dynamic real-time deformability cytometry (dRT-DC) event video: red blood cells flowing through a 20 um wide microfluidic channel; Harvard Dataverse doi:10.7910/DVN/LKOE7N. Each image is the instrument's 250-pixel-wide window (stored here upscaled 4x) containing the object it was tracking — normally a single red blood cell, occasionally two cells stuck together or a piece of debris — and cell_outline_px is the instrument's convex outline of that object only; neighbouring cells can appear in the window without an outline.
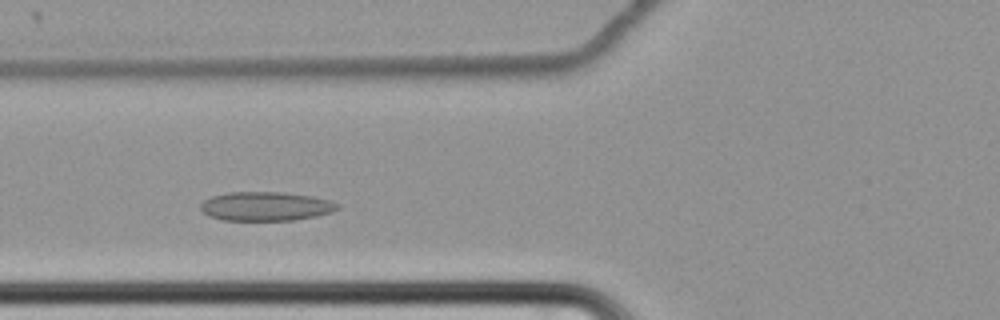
{"species": "common noctule bat (a hibernating species)", "species_latin": "Nyctalus noctula", "temperature_condition": "cold", "stored_images_in_passage": 50, "camera_frame_rate_fps": 3000, "um_per_image_px": 0.085, "animal": {"sex": "female", "body_mass_g": 22.7, "forearm_length_mm": 54.2}, "frame": {"image": 1, "passage_image": 15, "time_ms": 4.667, "image_size_px": [1000, 320], "cell_outline_px": [[340, 208], [332, 212], [316, 216], [292, 220], [224, 220], [208, 216], [200, 208], [200, 204], [204, 200], [212, 196], [228, 192], [280, 192], [312, 196], [332, 200], [340, 204]], "centroid_in_image_um": [22.62, 17.53], "position_along_channel_um": 103.2, "area_um2": 23.24}}
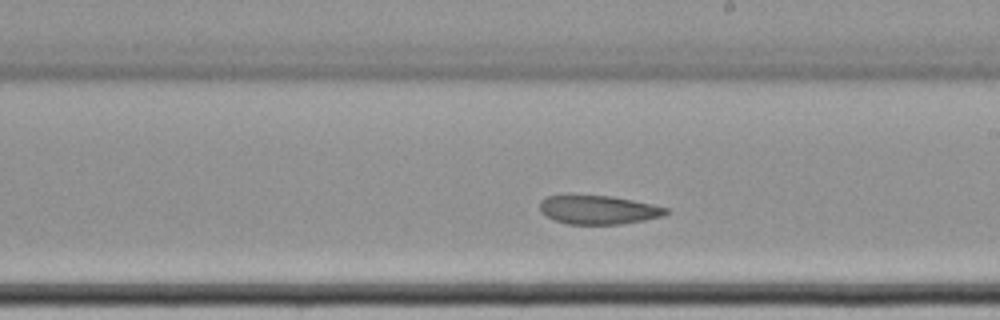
{"frame": {"image": 2, "passage_image": 27, "time_ms": 8.667, "image_size_px": [1000, 320], "cell_outline_px": [[668, 212], [664, 216], [644, 220], [620, 224], [568, 224], [556, 220], [540, 212], [540, 200], [548, 196], [564, 192], [568, 192], [612, 196], [652, 204], [668, 208]], "centroid_in_image_um": [50.8, 17.78], "position_along_channel_um": 238.2, "area_um2": 21.85}}
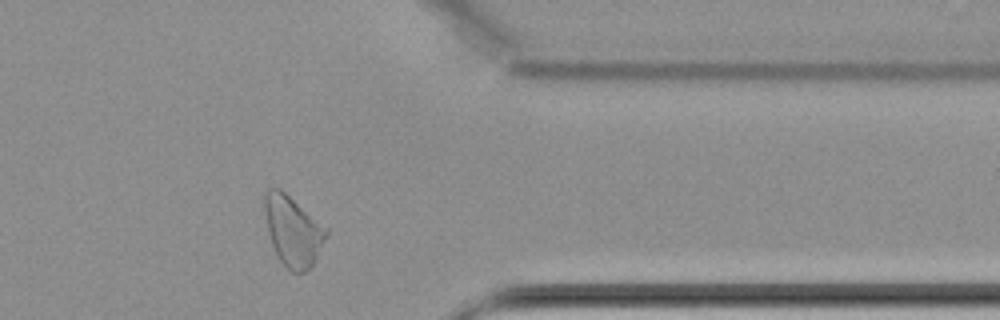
{"frame": {"image": 3, "passage_image": 41, "time_ms": 13.333, "image_size_px": [1000, 320], "cell_outline_px": [[328, 236], [312, 264], [304, 272], [292, 272], [276, 256], [268, 232], [264, 212], [264, 192], [268, 188], [280, 188], [328, 228]], "centroid_in_image_um": [24.89, 19.6], "position_along_channel_um": 386.5, "area_um2": 25.09}, "authors_computed_cell_mechanics": {"area_um2": 23.5535, "velocity_mm_per_s": 3.3827, "shape_relaxation_time_tau1_ms": null, "shape_relaxation_time_tau2_ms": 4.331, "deformation_change_tau1": null, "deformation_change_tau2": 0.0954}}